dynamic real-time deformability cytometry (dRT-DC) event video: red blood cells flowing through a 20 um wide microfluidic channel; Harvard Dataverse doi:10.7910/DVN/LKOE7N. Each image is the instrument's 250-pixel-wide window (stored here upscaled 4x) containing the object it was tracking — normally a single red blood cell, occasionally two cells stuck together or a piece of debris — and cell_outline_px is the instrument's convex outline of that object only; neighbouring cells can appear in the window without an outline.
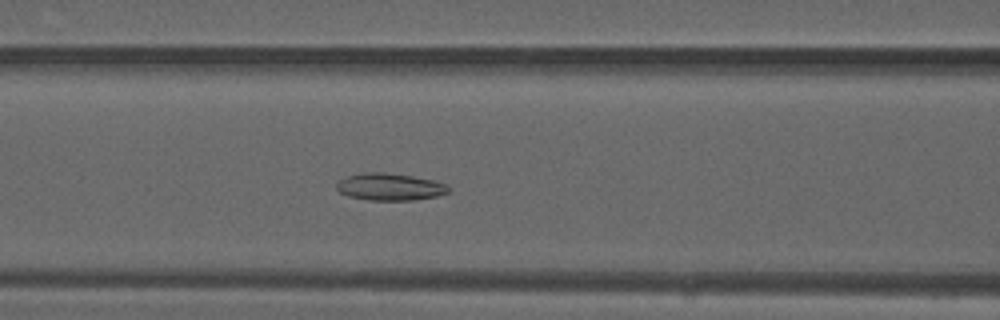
{"species": "common noctule bat (a hibernating species)", "species_latin": "Nyctalus noctula", "temperature_condition": "warm", "stored_images_in_passage": 41, "camera_frame_rate_fps": 3000, "um_per_image_px": 0.085, "animal": {"sex": "male", "forearm_length_mm": 52.5}, "frame": {"image": 1, "passage_image": 11, "time_ms": 3.333, "image_size_px": [1000, 320], "cell_outline_px": [[452, 192], [436, 196], [412, 200], [368, 200], [348, 196], [340, 192], [336, 188], [336, 184], [340, 180], [348, 176], [368, 172], [384, 172], [412, 176], [436, 180], [452, 188]], "centroid_in_image_um": [33.19, 15.88], "position_along_channel_um": 133.4, "area_um2": 17.74}}
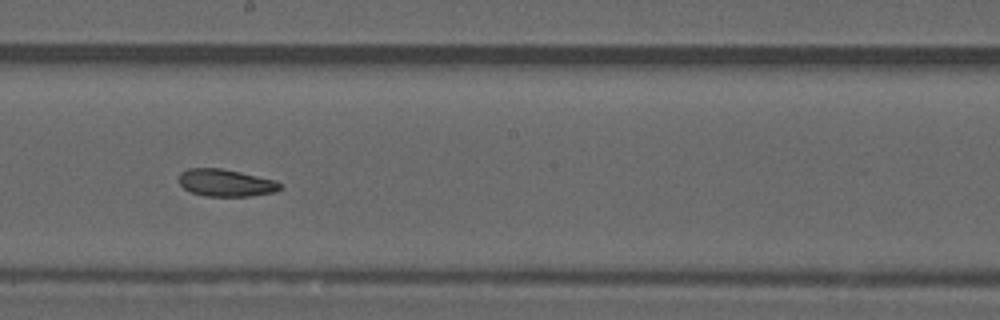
{"frame": {"image": 2, "passage_image": 18, "time_ms": 5.667, "image_size_px": [1000, 320], "cell_outline_px": [[280, 188], [272, 192], [252, 196], [204, 196], [192, 192], [184, 188], [180, 184], [180, 172], [188, 168], [220, 168], [240, 172], [276, 180], [280, 184]], "centroid_in_image_um": [19.17, 15.53], "position_along_channel_um": 229.0, "area_um2": 15.9}}
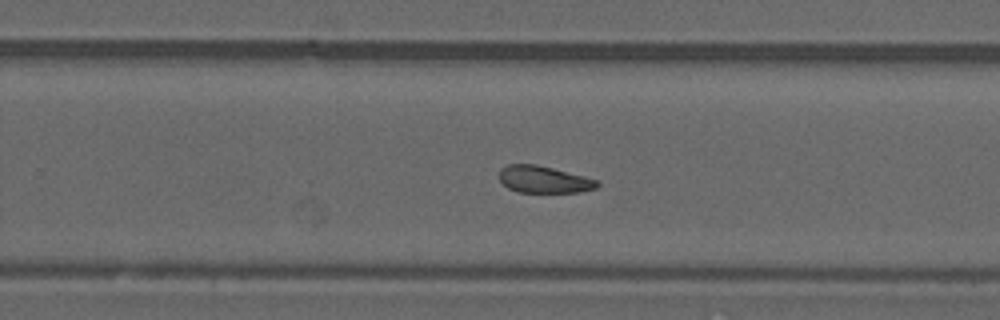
{"frame": {"image": 3, "passage_image": 22, "time_ms": 7.0, "image_size_px": [1000, 320], "cell_outline_px": [[600, 184], [596, 188], [580, 192], [520, 192], [508, 188], [500, 180], [500, 168], [508, 164], [536, 164], [600, 180]], "centroid_in_image_um": [46.25, 15.25], "position_along_channel_um": 283.5, "area_um2": 15.37}, "authors_computed_cell_mechanics": {"area_um2": 16.9354, "velocity_mm_per_s": 4.1113, "shape_relaxation_time_tau1_ms": null, "shape_relaxation_time_tau2_ms": 2.8934, "deformation_change_tau1": null, "deformation_change_tau2": 0.0926}}